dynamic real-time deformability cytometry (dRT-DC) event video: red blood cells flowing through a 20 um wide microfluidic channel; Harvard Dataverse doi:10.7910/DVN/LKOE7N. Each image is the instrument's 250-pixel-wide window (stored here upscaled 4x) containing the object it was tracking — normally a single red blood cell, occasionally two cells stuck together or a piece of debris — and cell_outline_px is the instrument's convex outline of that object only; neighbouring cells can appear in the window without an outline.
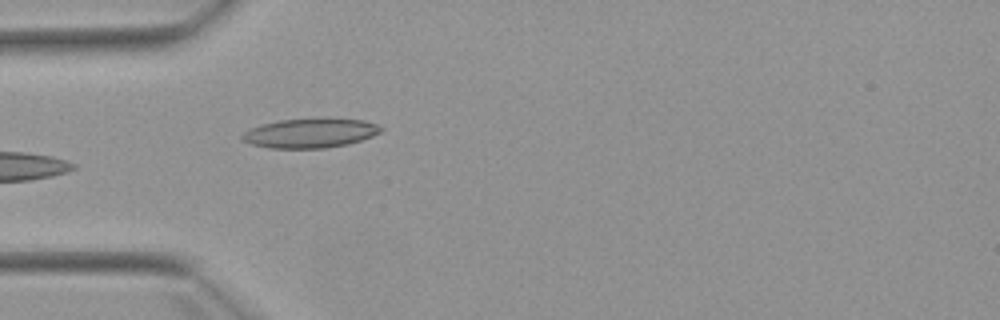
{"species": "Egyptian fruit bat (a non-hibernating species)", "species_latin": "Rousettus aegyptiacus", "temperature_condition": "warm", "stored_images_in_passage": 4, "camera_frame_rate_fps": 3000, "um_per_image_px": 0.085, "animal": {"sex": "female"}, "frame": {"image": 1, "passage_image": 4, "time_ms": 3.667, "image_size_px": [1000, 320], "cell_outline_px": [[384, 128], [380, 132], [372, 136], [348, 144], [324, 148], [268, 148], [252, 144], [244, 140], [240, 136], [244, 132], [260, 124], [280, 120], [328, 116], [364, 120], [376, 124]], "centroid_in_image_um": [26.4, 11.28], "position_along_channel_um": 58.6, "area_um2": 24.28}}